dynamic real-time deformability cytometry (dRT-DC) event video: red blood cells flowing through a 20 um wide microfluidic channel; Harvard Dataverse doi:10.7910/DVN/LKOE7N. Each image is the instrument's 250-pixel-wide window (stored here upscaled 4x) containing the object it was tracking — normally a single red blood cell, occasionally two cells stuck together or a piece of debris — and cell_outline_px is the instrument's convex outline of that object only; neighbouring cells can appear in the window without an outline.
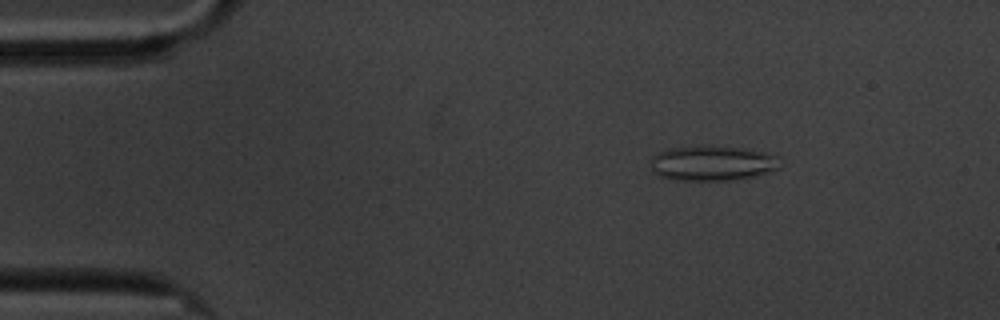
{"species": "common noctule bat (a hibernating species)", "species_latin": "Nyctalus noctula", "temperature_condition": "cold", "stored_images_in_passage": 58, "camera_frame_rate_fps": 3000, "um_per_image_px": 0.085, "animal": {"sex": "male", "body_mass_g": 20.1, "forearm_length_mm": 53.5}, "frame": {"image": 1, "passage_image": 8, "time_ms": 2.333, "image_size_px": [1000, 320], "cell_outline_px": [[780, 168], [756, 176], [736, 180], [676, 180], [660, 176], [652, 172], [648, 160], [652, 156], [660, 152], [672, 148], [708, 144], [744, 148], [764, 152], [776, 156]], "centroid_in_image_um": [60.51, 13.86], "position_along_channel_um": 24.5, "area_um2": 26.88}}
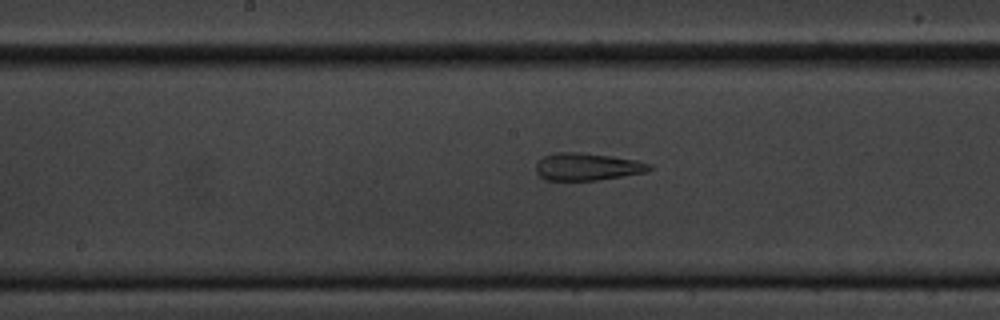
{"frame": {"image": 2, "passage_image": 29, "time_ms": 9.333, "image_size_px": [1000, 320], "cell_outline_px": [[652, 168], [648, 172], [596, 180], [544, 180], [536, 172], [536, 164], [544, 156], [552, 152], [580, 152], [612, 156], [636, 160], [652, 164]], "centroid_in_image_um": [49.92, 14.16], "position_along_channel_um": 198.3, "area_um2": 18.21}}
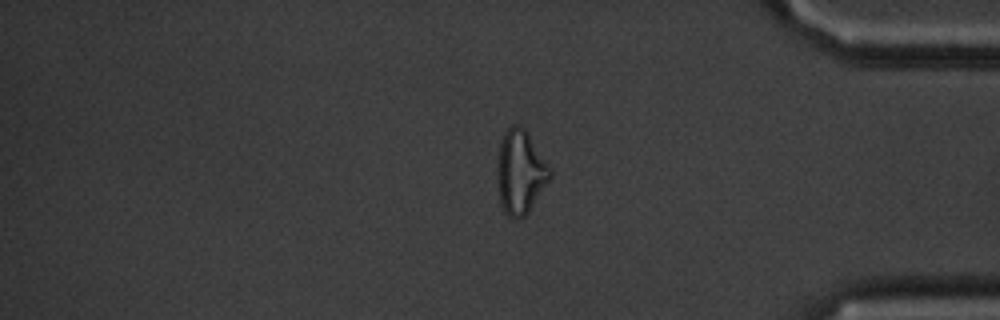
{"frame": {"image": 3, "passage_image": 48, "time_ms": 15.667, "image_size_px": [1000, 320], "cell_outline_px": [[552, 176], [528, 212], [520, 220], [516, 220], [508, 216], [504, 212], [500, 204], [496, 172], [496, 168], [500, 144], [504, 132], [512, 124], [516, 124], [524, 128], [528, 132], [552, 168]], "centroid_in_image_um": [44.23, 14.63], "position_along_channel_um": 391.0, "area_um2": 26.18}, "authors_computed_cell_mechanics": {"area_um2": 22.9466, "velocity_mm_per_s": 3.4087, "shape_relaxation_time_tau1_ms": null, "shape_relaxation_time_tau2_ms": 2.4168, "deformation_change_tau1": null, "deformation_change_tau2": 0.1294}}